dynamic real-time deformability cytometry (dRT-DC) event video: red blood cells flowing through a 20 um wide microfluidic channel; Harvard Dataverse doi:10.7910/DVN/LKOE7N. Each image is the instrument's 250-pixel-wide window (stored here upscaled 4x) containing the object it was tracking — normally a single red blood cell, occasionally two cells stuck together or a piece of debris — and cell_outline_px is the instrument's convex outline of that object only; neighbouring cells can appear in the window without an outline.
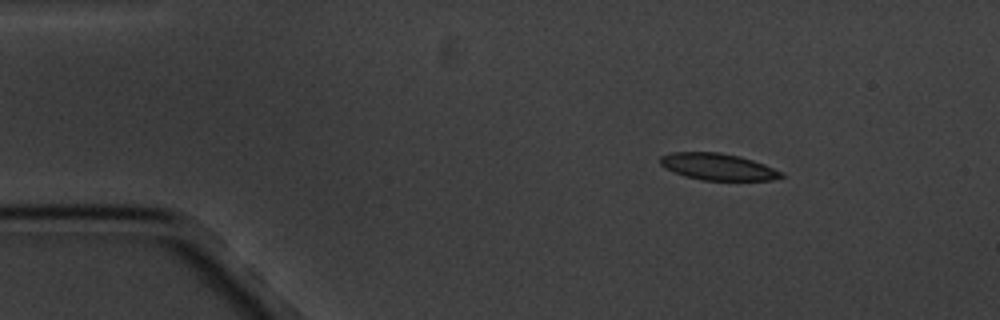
{"species": "common noctule bat (a hibernating species)", "species_latin": "Nyctalus noctula", "temperature_condition": "cold", "stored_images_in_passage": 6, "camera_frame_rate_fps": 3000, "um_per_image_px": 0.085, "animal": {"sex": "male", "body_mass_g": 20.1, "forearm_length_mm": 53.5}, "frame": {"image": 1, "passage_image": 1, "time_ms": 0.0, "image_size_px": [1000, 320], "cell_outline_px": [[784, 176], [772, 180], [704, 180], [684, 176], [664, 168], [660, 164], [660, 156], [672, 152], [720, 152], [740, 156], [764, 164], [784, 172]], "centroid_in_image_um": [61.01, 14.17], "position_along_channel_um": 24.0, "area_um2": 18.9}}
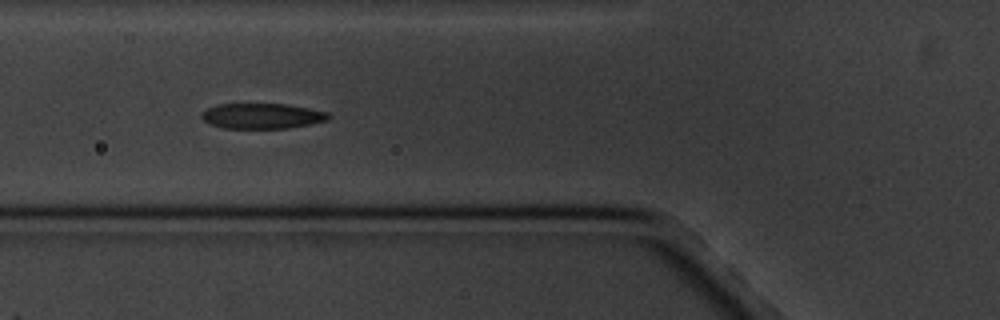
{"frame": {"image": 2, "passage_image": 4, "time_ms": 4.333, "image_size_px": [1000, 320], "cell_outline_px": [[332, 116], [328, 120], [288, 128], [224, 128], [212, 124], [204, 120], [200, 116], [208, 108], [216, 104], [288, 104], [328, 112]], "centroid_in_image_um": [22.31, 9.85], "position_along_channel_um": 103.5, "area_um2": 18.61}}
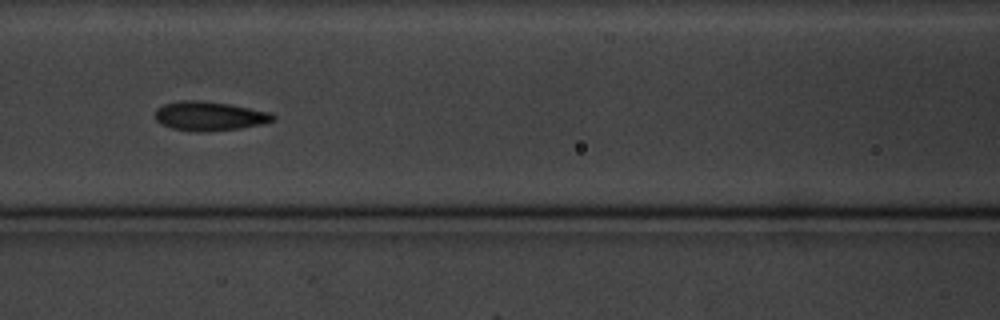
{"frame": {"image": 3, "passage_image": 5, "time_ms": 5.667, "image_size_px": [1000, 320], "cell_outline_px": [[276, 120], [260, 124], [240, 128], [208, 132], [196, 132], [172, 128], [160, 124], [156, 120], [156, 108], [164, 104], [180, 100], [200, 100], [228, 104], [268, 112], [276, 116]], "centroid_in_image_um": [17.77, 9.87], "position_along_channel_um": 148.8, "area_um2": 20.0}}